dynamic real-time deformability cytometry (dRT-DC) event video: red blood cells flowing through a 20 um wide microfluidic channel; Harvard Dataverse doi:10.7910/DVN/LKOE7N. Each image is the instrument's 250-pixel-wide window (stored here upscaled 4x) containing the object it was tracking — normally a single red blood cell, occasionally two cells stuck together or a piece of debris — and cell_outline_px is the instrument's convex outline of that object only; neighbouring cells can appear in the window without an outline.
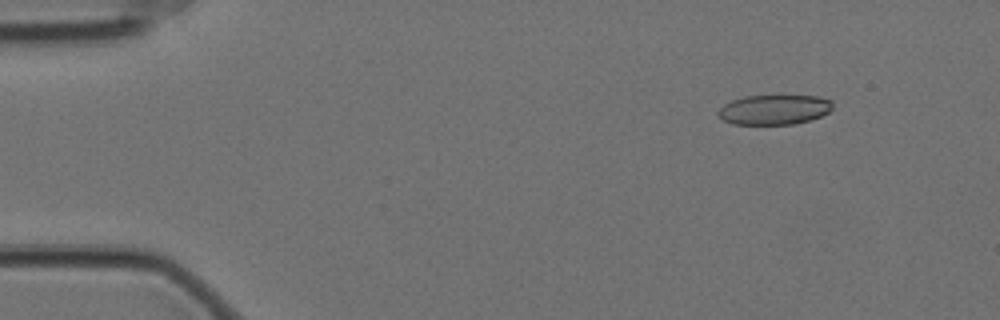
{"species": "Egyptian fruit bat (a non-hibernating species)", "species_latin": "Rousettus aegyptiacus", "temperature_condition": "cold", "stored_images_in_passage": 22, "camera_frame_rate_fps": 3000, "um_per_image_px": 0.085, "animal": {"sex": "female"}, "frame": {"image": 1, "passage_image": 1, "time_ms": 0.0, "image_size_px": [1000, 320], "cell_outline_px": [[832, 108], [828, 112], [820, 116], [808, 120], [792, 124], [732, 124], [724, 120], [716, 112], [724, 104], [732, 100], [744, 96], [820, 96], [832, 100]], "centroid_in_image_um": [65.8, 9.31], "position_along_channel_um": 19.2, "area_um2": 19.77}}
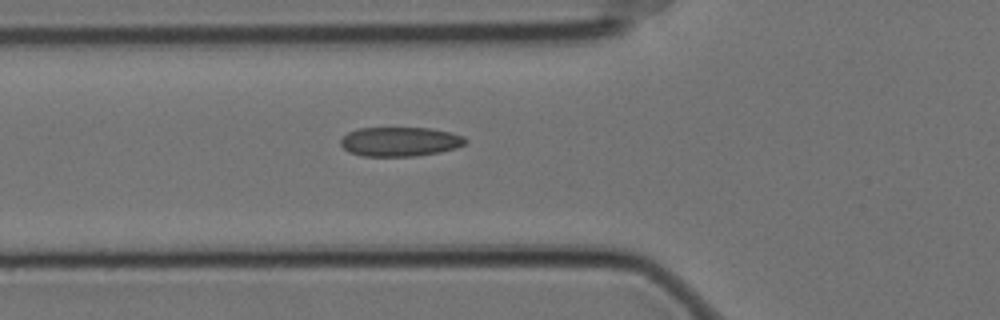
{"frame": {"image": 2, "passage_image": 15, "time_ms": 4.667, "image_size_px": [1000, 320], "cell_outline_px": [[468, 140], [464, 144], [456, 148], [440, 152], [416, 156], [360, 156], [348, 152], [340, 144], [340, 140], [348, 132], [360, 128], [432, 128], [464, 136]], "centroid_in_image_um": [33.99, 12.04], "position_along_channel_um": 91.8, "area_um2": 21.39}}
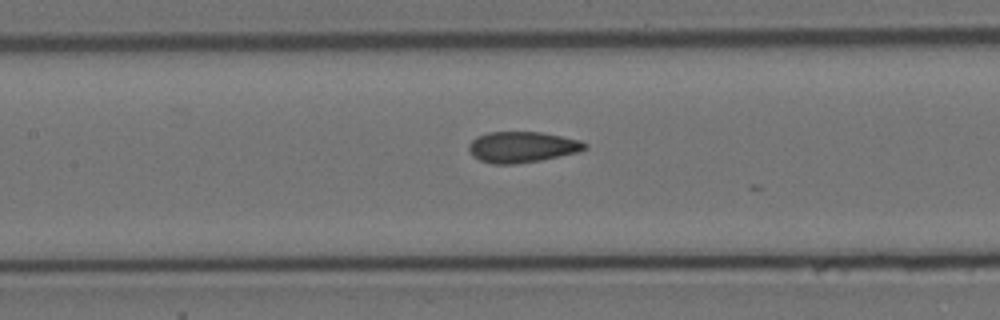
{"frame": {"image": 3, "passage_image": 21, "time_ms": 6.667, "image_size_px": [1000, 320], "cell_outline_px": [[588, 148], [580, 152], [540, 160], [516, 164], [492, 164], [480, 160], [472, 156], [468, 148], [468, 144], [476, 136], [488, 132], [544, 132], [580, 140], [588, 144]], "centroid_in_image_um": [44.39, 12.49], "position_along_channel_um": 163.0, "area_um2": 21.15}}